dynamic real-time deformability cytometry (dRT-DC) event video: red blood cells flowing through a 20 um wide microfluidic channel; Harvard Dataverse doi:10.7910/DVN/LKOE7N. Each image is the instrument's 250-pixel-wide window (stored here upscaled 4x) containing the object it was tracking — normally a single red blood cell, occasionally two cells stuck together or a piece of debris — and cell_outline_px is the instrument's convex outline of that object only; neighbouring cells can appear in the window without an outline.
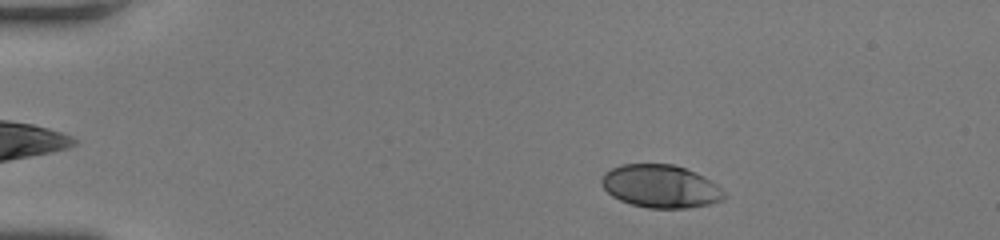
{"species": "human", "species_latin": "Homo sapiens", "temperature_condition": "room temperature", "stored_images_in_passage": 45, "camera_frame_rate_fps": 3000, "um_per_image_px": 0.085, "donor": {"sex": "female"}, "frame": {"image": 1, "passage_image": 5, "time_ms": 1.333, "image_size_px": [1000, 240], "cell_outline_px": [[728, 196], [724, 200], [708, 204], [688, 208], [648, 208], [632, 204], [620, 200], [612, 196], [600, 184], [600, 180], [604, 172], [620, 164], [672, 164], [696, 172], [704, 176], [716, 184]], "centroid_in_image_um": [56.15, 15.83], "position_along_channel_um": 28.9, "area_um2": 30.81}}
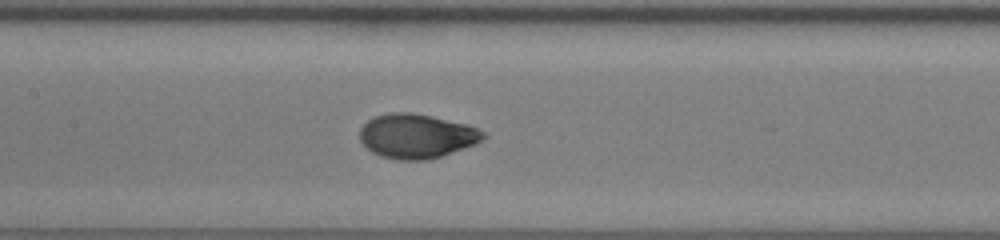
{"frame": {"image": 2, "passage_image": 21, "time_ms": 6.667, "image_size_px": [1000, 240], "cell_outline_px": [[488, 136], [484, 140], [476, 144], [428, 160], [396, 160], [380, 156], [372, 152], [360, 140], [360, 128], [368, 120], [376, 116], [392, 112], [412, 112], [432, 116], [468, 124], [484, 132]], "centroid_in_image_um": [35.43, 11.56], "position_along_channel_um": 172.0, "area_um2": 32.02}}
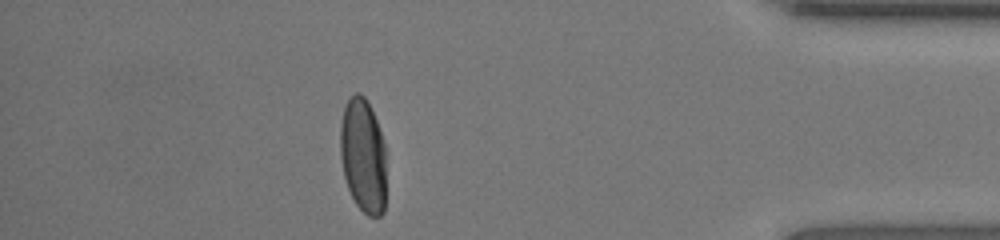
{"frame": {"image": 3, "passage_image": 40, "time_ms": 13.0, "image_size_px": [1000, 240], "cell_outline_px": [[384, 212], [380, 216], [368, 216], [356, 204], [348, 188], [344, 176], [340, 156], [340, 124], [344, 108], [348, 100], [356, 92], [360, 92], [364, 96], [376, 120], [384, 144]], "centroid_in_image_um": [30.84, 13.23], "position_along_channel_um": 404.4, "area_um2": 30.23}, "authors_computed_cell_mechanics": {"area_um2": 31.3276, "velocity_mm_per_s": 4.2677, "shape_relaxation_time_tau1_ms": 2.9992, "shape_relaxation_time_tau2_ms": null, "deformation_change_tau1": 0.1809, "deformation_change_tau2": null}}